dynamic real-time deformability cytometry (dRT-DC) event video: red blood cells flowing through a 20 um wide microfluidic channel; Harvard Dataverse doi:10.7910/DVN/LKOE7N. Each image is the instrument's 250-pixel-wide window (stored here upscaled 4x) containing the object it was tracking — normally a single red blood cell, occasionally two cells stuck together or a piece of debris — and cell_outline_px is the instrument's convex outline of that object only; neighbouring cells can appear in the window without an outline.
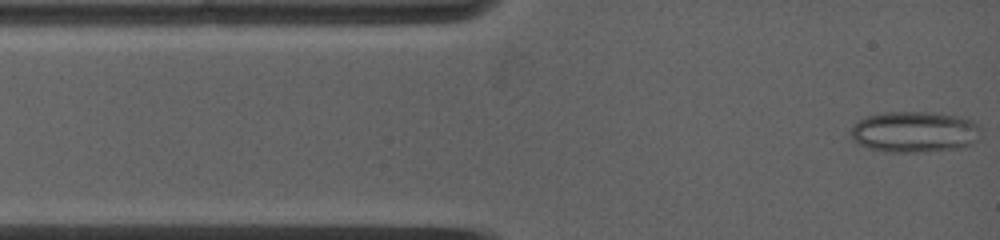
{"species": "common noctule bat (a hibernating species)", "species_latin": "Nyctalus noctula", "temperature_condition": "warm", "stored_images_in_passage": 5, "camera_frame_rate_fps": 5000, "um_per_image_px": 0.085, "animal": {"sex": "female", "body_mass_g": 19.0, "forearm_length_mm": 53.3}, "frame": {"image": 1, "passage_image": 1, "time_ms": 0.0, "image_size_px": [1000, 240], "cell_outline_px": [[980, 128], [976, 140], [972, 144], [960, 148], [924, 152], [888, 152], [868, 148], [852, 140], [848, 132], [852, 124], [868, 116], [888, 112], [932, 112], [960, 116], [972, 120]], "centroid_in_image_um": [77.7, 11.21], "position_along_channel_um": 7.3, "area_um2": 31.33}}
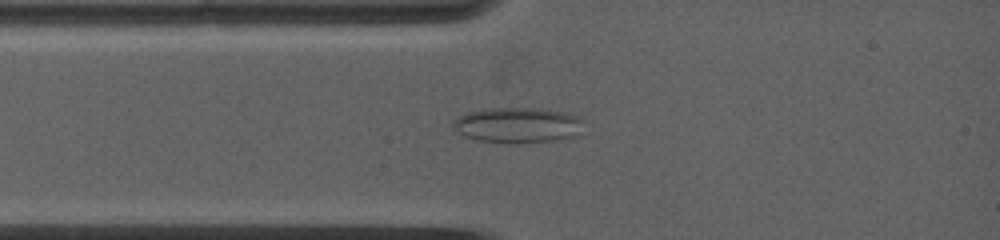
{"frame": {"image": 2, "passage_image": 5, "time_ms": 2.0, "image_size_px": [1000, 240], "cell_outline_px": [[584, 120], [576, 136], [552, 140], [520, 144], [476, 140], [464, 136], [452, 128], [452, 120], [468, 112], [488, 108], [540, 108], [564, 112], [580, 116]], "centroid_in_image_um": [43.98, 10.63], "position_along_channel_um": 41.0, "area_um2": 27.17}}